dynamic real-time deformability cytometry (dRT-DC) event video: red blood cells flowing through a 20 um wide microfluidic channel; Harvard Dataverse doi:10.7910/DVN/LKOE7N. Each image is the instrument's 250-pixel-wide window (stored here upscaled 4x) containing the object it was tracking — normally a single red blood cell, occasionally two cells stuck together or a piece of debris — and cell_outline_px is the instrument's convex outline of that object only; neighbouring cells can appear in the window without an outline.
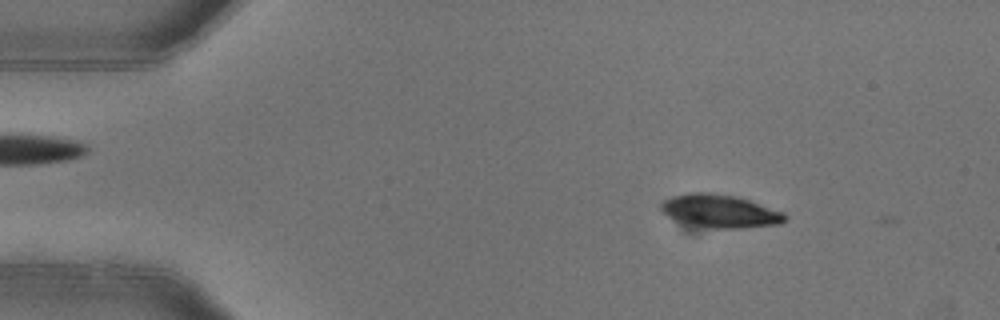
{"species": "common noctule bat (a hibernating species)", "species_latin": "Nyctalus noctula", "temperature_condition": "warm", "stored_images_in_passage": 4, "camera_frame_rate_fps": 3000, "um_per_image_px": 0.085, "animal": {"sex": "female"}, "frame": {"image": 1, "passage_image": 2, "time_ms": 0.333, "image_size_px": [1000, 320], "cell_outline_px": [[788, 220], [780, 224], [740, 228], [712, 228], [692, 224], [676, 220], [660, 212], [656, 204], [660, 200], [672, 196], [688, 192], [712, 192], [736, 196], [784, 212], [788, 216]], "centroid_in_image_um": [61.14, 17.92], "position_along_channel_um": 23.9, "area_um2": 24.28}}